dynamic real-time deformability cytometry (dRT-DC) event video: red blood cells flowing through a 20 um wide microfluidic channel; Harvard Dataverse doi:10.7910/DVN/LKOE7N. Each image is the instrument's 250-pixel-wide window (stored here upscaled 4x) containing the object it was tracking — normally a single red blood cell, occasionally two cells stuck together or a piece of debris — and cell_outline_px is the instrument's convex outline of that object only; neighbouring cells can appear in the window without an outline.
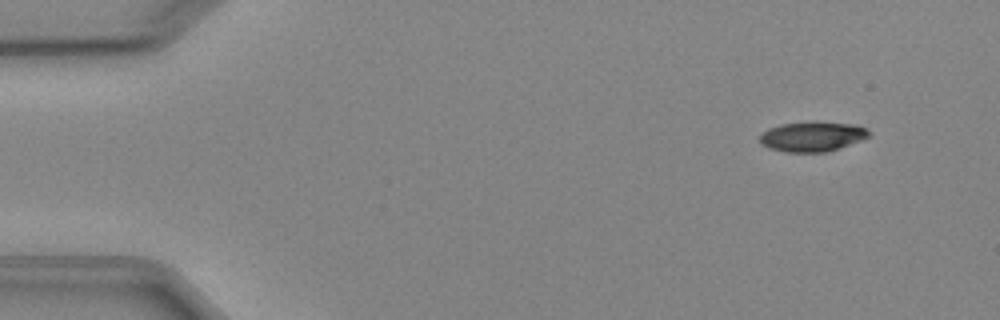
{"species": "Egyptian fruit bat (a non-hibernating species)", "species_latin": "Rousettus aegyptiacus", "temperature_condition": "cold", "stored_images_in_passage": 4, "camera_frame_rate_fps": 3000, "um_per_image_px": 0.085, "animal": {"sex": "female"}, "frame": {"image": 1, "passage_image": 2, "time_ms": 1.333, "image_size_px": [1000, 320], "cell_outline_px": [[868, 136], [860, 140], [828, 152], [784, 152], [768, 148], [760, 144], [760, 136], [768, 128], [780, 124], [852, 124], [864, 128], [868, 132]], "centroid_in_image_um": [68.96, 11.66], "position_along_channel_um": 16.0, "area_um2": 18.09}}